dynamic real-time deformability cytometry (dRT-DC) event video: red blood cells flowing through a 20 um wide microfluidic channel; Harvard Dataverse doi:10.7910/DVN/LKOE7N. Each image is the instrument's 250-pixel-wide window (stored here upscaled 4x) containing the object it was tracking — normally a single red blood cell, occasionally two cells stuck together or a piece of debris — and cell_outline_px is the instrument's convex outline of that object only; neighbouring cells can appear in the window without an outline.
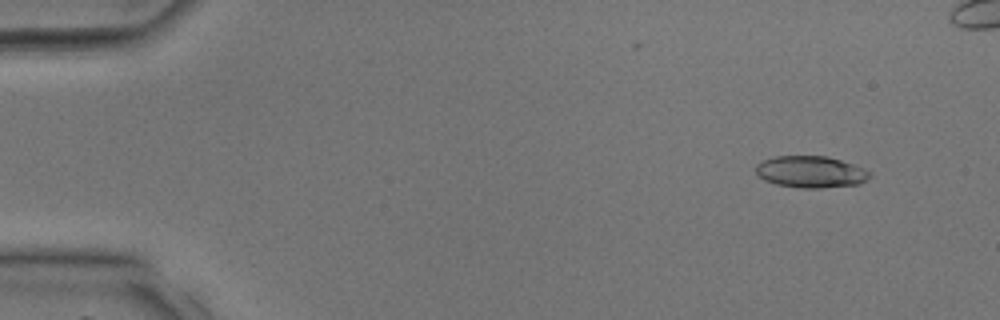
{"species": "common noctule bat (a hibernating species)", "species_latin": "Nyctalus noctula", "temperature_condition": "room temperature", "stored_images_in_passage": 36, "camera_frame_rate_fps": 3000, "um_per_image_px": 0.085, "animal": {"sex": "male", "body_mass_g": 17.9, "forearm_length_mm": 54.2}, "frame": {"image": 1, "passage_image": 4, "time_ms": 1.0, "image_size_px": [1000, 320], "cell_outline_px": [[872, 176], [856, 184], [820, 188], [800, 188], [776, 184], [764, 180], [756, 172], [756, 164], [764, 160], [776, 156], [828, 156], [864, 168], [872, 172]], "centroid_in_image_um": [68.91, 14.6], "position_along_channel_um": 16.1, "area_um2": 20.92}}
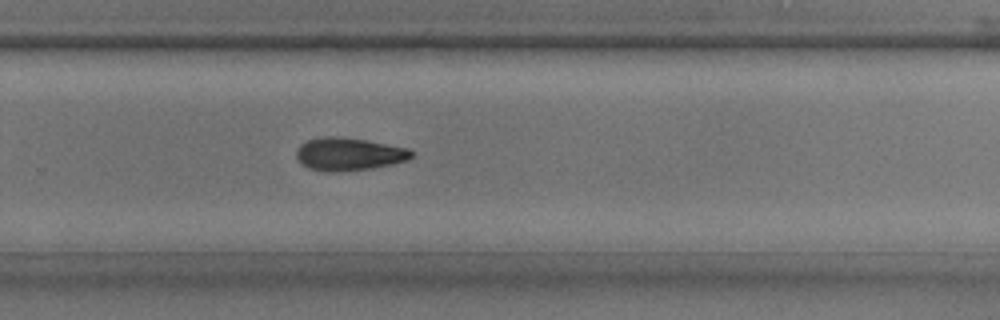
{"frame": {"image": 2, "passage_image": 26, "time_ms": 8.333, "image_size_px": [1000, 320], "cell_outline_px": [[412, 156], [408, 160], [392, 164], [372, 168], [336, 172], [328, 172], [308, 168], [296, 156], [296, 152], [300, 144], [308, 140], [320, 136], [336, 136], [364, 140], [408, 148], [412, 152]], "centroid_in_image_um": [29.64, 13.1], "position_along_channel_um": 300.2, "area_um2": 21.85}}
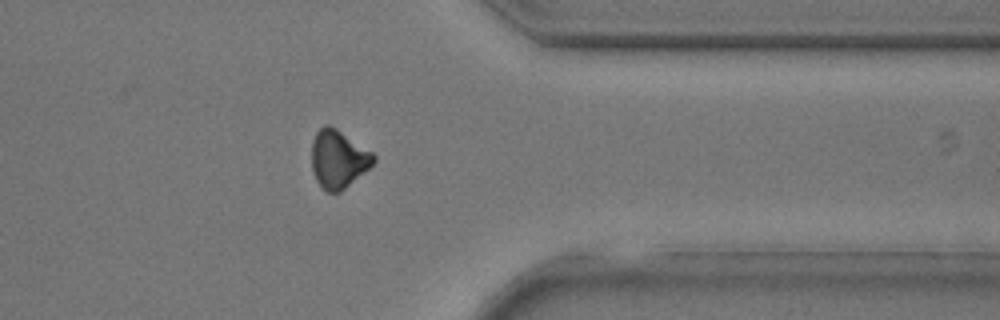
{"frame": {"image": 3, "passage_image": 31, "time_ms": 10.0, "image_size_px": [1000, 320], "cell_outline_px": [[376, 160], [368, 168], [340, 192], [324, 192], [320, 188], [316, 180], [312, 168], [312, 140], [316, 132], [324, 124], [328, 124], [336, 128], [372, 152], [376, 156]], "centroid_in_image_um": [28.72, 13.52], "position_along_channel_um": 382.7, "area_um2": 20.87}}